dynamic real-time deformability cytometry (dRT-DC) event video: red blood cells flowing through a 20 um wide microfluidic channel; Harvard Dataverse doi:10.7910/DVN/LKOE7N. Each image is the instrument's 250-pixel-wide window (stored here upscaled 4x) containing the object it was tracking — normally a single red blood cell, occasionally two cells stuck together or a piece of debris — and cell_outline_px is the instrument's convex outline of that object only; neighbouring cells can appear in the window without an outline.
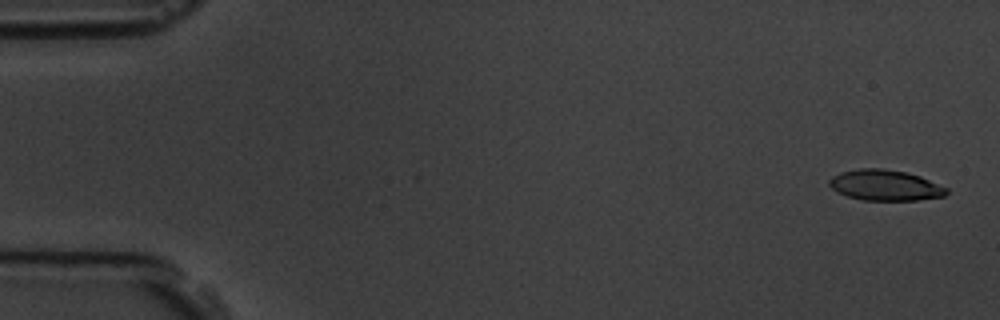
{"species": "common noctule bat (a hibernating species)", "species_latin": "Nyctalus noctula", "temperature_condition": "room temperature", "stored_images_in_passage": 5, "camera_frame_rate_fps": 3000, "um_per_image_px": 0.085, "animal": {"sex": "male", "body_mass_g": 19.5, "forearm_length_mm": 54.6}, "frame": {"image": 1, "passage_image": 1, "time_ms": 0.0, "image_size_px": [1000, 320], "cell_outline_px": [[948, 192], [944, 196], [916, 200], [860, 200], [836, 192], [828, 184], [828, 180], [832, 176], [840, 172], [860, 168], [884, 168], [904, 172], [920, 176], [948, 188]], "centroid_in_image_um": [75.2, 15.74], "position_along_channel_um": 9.8, "area_um2": 21.04}}
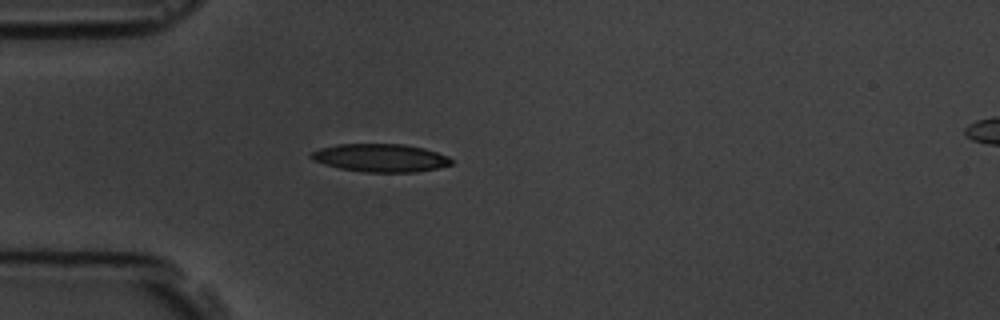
{"frame": {"image": 2, "passage_image": 5, "time_ms": 4.667, "image_size_px": [1000, 320], "cell_outline_px": [[452, 164], [440, 168], [416, 172], [364, 172], [340, 168], [324, 164], [312, 160], [308, 156], [312, 152], [320, 148], [336, 144], [404, 144], [424, 148], [448, 156], [452, 160]], "centroid_in_image_um": [32.34, 13.42], "position_along_channel_um": 52.7, "area_um2": 23.0}}